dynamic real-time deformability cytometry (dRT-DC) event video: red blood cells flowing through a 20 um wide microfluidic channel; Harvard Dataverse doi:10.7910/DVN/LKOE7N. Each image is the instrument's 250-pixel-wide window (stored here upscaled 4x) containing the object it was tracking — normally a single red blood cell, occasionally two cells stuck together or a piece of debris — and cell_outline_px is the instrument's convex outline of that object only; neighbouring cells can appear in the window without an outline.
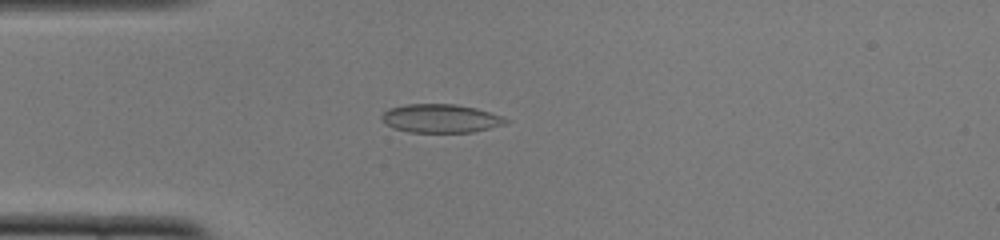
{"species": "common noctule bat (a hibernating species)", "species_latin": "Nyctalus noctula", "temperature_condition": "cold", "stored_images_in_passage": 52, "camera_frame_rate_fps": 3000, "um_per_image_px": 0.085, "animal": {"sex": "female", "body_mass_g": 22.0, "forearm_length_mm": 56.7}, "frame": {"image": 1, "passage_image": 14, "time_ms": 4.333, "image_size_px": [1000, 240], "cell_outline_px": [[508, 120], [504, 124], [472, 132], [408, 132], [392, 128], [380, 116], [388, 108], [408, 104], [456, 104], [476, 108], [500, 116]], "centroid_in_image_um": [37.41, 10.06], "position_along_channel_um": 47.6, "area_um2": 20.35}}
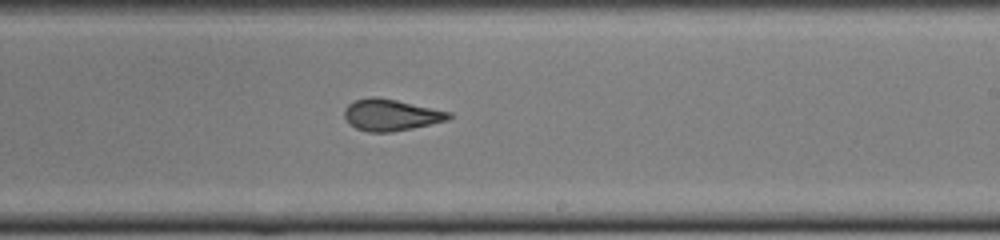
{"frame": {"image": 2, "passage_image": 31, "time_ms": 10.0, "image_size_px": [1000, 240], "cell_outline_px": [[452, 116], [448, 120], [412, 128], [392, 132], [368, 132], [356, 128], [344, 116], [344, 108], [348, 104], [356, 100], [372, 96], [376, 96], [396, 100], [452, 112]], "centroid_in_image_um": [33.24, 9.76], "position_along_channel_um": 255.8, "area_um2": 19.07}}
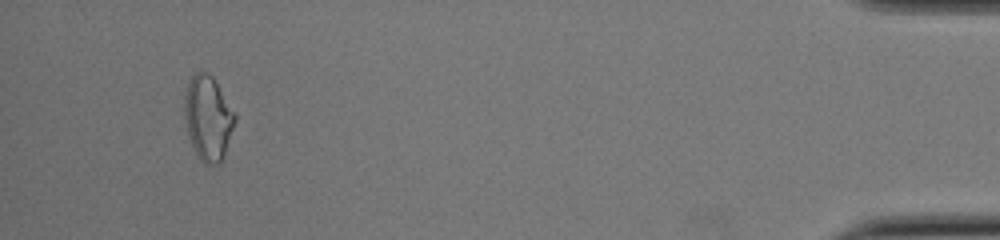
{"frame": {"image": 3, "passage_image": 49, "time_ms": 16.0, "image_size_px": [1000, 240], "cell_outline_px": [[236, 120], [224, 156], [216, 164], [204, 164], [200, 160], [188, 136], [184, 116], [184, 96], [188, 84], [192, 76], [200, 68], [208, 72], [212, 76], [236, 116]], "centroid_in_image_um": [17.66, 10.01], "position_along_channel_um": 417.5, "area_um2": 24.68}, "authors_computed_cell_mechanics": {"area_um2": 20.0566, "velocity_mm_per_s": 3.8826, "shape_relaxation_time_tau1_ms": null, "shape_relaxation_time_tau2_ms": 1.6418, "deformation_change_tau1": null, "deformation_change_tau2": 0.0629}}